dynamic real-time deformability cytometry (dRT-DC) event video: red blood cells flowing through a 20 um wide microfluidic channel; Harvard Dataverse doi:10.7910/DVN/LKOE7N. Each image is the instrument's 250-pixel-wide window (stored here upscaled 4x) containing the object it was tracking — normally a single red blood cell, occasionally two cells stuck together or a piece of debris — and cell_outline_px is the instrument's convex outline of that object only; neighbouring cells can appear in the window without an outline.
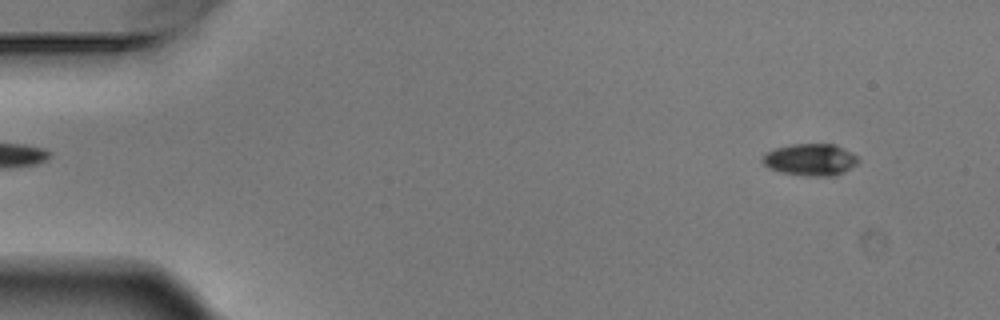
{"species": "Egyptian fruit bat (a non-hibernating species)", "species_latin": "Rousettus aegyptiacus", "temperature_condition": "warm", "stored_images_in_passage": 4, "camera_frame_rate_fps": 3000, "um_per_image_px": 0.085, "animal": {"sex": "male"}, "frame": {"image": 1, "passage_image": 1, "time_ms": 0.0, "image_size_px": [1000, 320], "cell_outline_px": [[860, 160], [856, 164], [844, 172], [836, 176], [804, 176], [780, 172], [768, 168], [760, 160], [764, 152], [776, 148], [792, 144], [836, 144], [856, 156]], "centroid_in_image_um": [68.84, 13.58], "position_along_channel_um": 16.2, "area_um2": 17.98}}
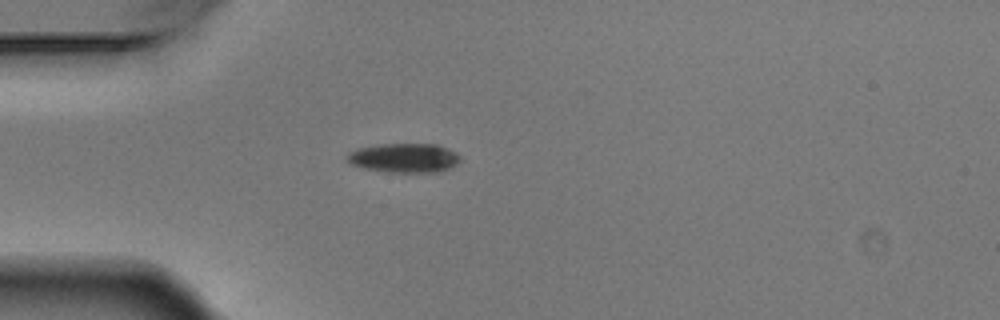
{"frame": {"image": 2, "passage_image": 4, "time_ms": 1.0, "image_size_px": [1000, 320], "cell_outline_px": [[460, 160], [452, 168], [436, 172], [392, 172], [364, 168], [352, 164], [344, 156], [348, 152], [356, 148], [380, 144], [436, 144], [448, 148], [456, 152], [460, 156]], "centroid_in_image_um": [34.36, 13.41], "position_along_channel_um": 50.6, "area_um2": 19.36}}